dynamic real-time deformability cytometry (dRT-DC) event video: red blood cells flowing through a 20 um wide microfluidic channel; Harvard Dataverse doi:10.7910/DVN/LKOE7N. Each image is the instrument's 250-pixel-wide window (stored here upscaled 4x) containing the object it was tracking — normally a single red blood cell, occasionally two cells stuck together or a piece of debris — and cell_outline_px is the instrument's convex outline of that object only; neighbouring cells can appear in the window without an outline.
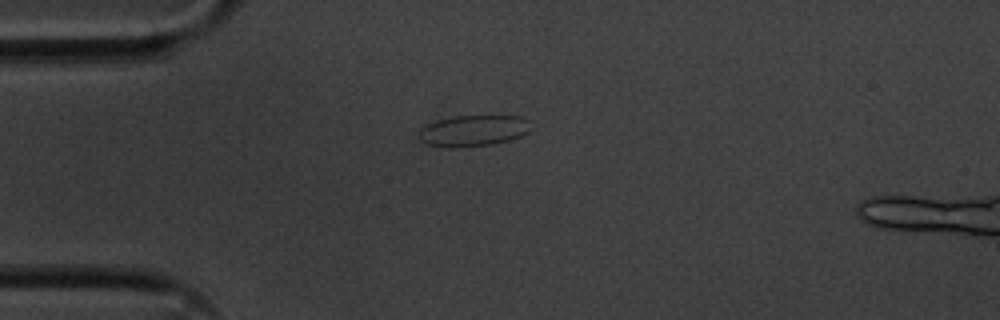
{"species": "common noctule bat (a hibernating species)", "species_latin": "Nyctalus noctula", "temperature_condition": "cold", "stored_images_in_passage": 38, "camera_frame_rate_fps": 3000, "um_per_image_px": 0.085, "animal": {"sex": "male", "body_mass_g": 20.1, "forearm_length_mm": 53.5}, "frame": {"image": 1, "passage_image": 1, "time_ms": 0.0, "image_size_px": [1000, 320], "cell_outline_px": [[528, 132], [520, 136], [508, 140], [492, 144], [452, 148], [428, 144], [420, 140], [416, 136], [420, 128], [424, 124], [436, 120], [456, 116], [524, 116], [528, 120]], "centroid_in_image_um": [40.16, 11.1], "position_along_channel_um": 44.8, "area_um2": 20.35}}
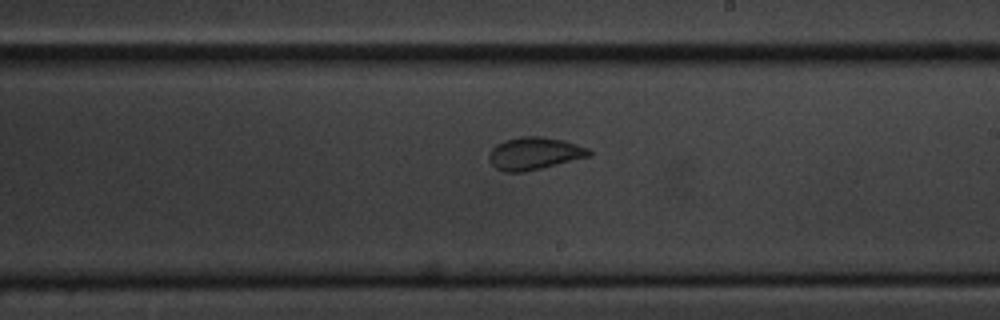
{"frame": {"image": 2, "passage_image": 19, "time_ms": 6.0, "image_size_px": [1000, 320], "cell_outline_px": [[592, 156], [524, 172], [504, 172], [496, 168], [492, 164], [488, 156], [488, 152], [496, 144], [504, 140], [520, 136], [540, 136], [564, 140], [588, 148], [592, 152]], "centroid_in_image_um": [45.41, 13.04], "position_along_channel_um": 243.6, "area_um2": 19.07}}
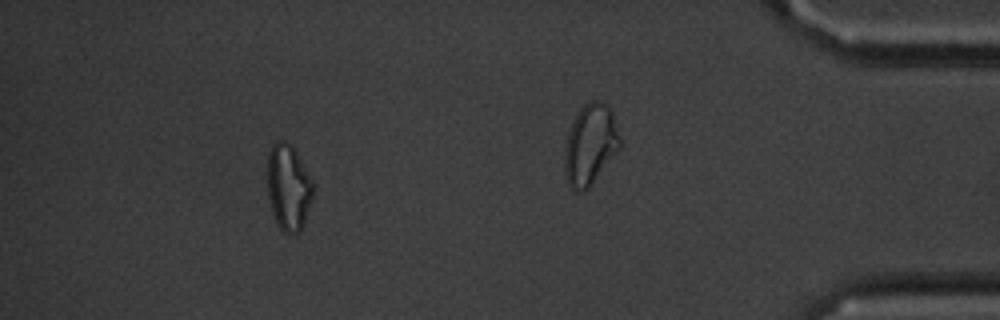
{"frame": {"image": 3, "passage_image": 32, "time_ms": 10.333, "image_size_px": [1000, 320], "cell_outline_px": [[316, 184], [304, 224], [300, 232], [292, 236], [284, 232], [280, 228], [276, 220], [268, 196], [268, 152], [272, 144], [276, 140], [284, 140], [292, 144]], "centroid_in_image_um": [24.55, 15.9], "position_along_channel_um": 410.6, "area_um2": 23.35}, "authors_computed_cell_mechanics": {"area_um2": 19.1029, "velocity_mm_per_s": 3.5863, "shape_relaxation_time_tau1_ms": 5.0304, "shape_relaxation_time_tau2_ms": 0.7767, "deformation_change_tau1": 0.0959, "deformation_change_tau2": 0.0629}}